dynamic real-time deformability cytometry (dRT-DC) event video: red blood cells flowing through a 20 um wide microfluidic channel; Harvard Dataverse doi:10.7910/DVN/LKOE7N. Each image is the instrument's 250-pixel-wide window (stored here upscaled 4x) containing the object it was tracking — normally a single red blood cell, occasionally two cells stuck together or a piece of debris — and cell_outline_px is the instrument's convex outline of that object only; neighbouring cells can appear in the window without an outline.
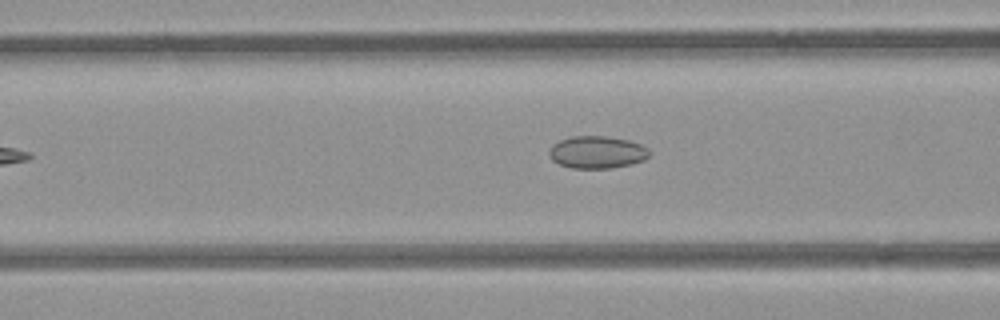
{"species": "common noctule bat (a hibernating species)", "species_latin": "Nyctalus noctula", "temperature_condition": "room temperature", "stored_images_in_passage": 12, "camera_frame_rate_fps": 3000, "um_per_image_px": 0.085, "animal": {"sex": "female", "body_mass_g": 21.9}, "frame": {"image": 1, "passage_image": 6, "time_ms": 1.667, "image_size_px": [1000, 320], "cell_outline_px": [[648, 156], [644, 160], [632, 164], [612, 168], [572, 168], [560, 164], [552, 160], [548, 152], [552, 144], [560, 140], [572, 136], [604, 136], [628, 140], [640, 144], [648, 148]], "centroid_in_image_um": [50.73, 12.94], "position_along_channel_um": 115.9, "area_um2": 18.84}}
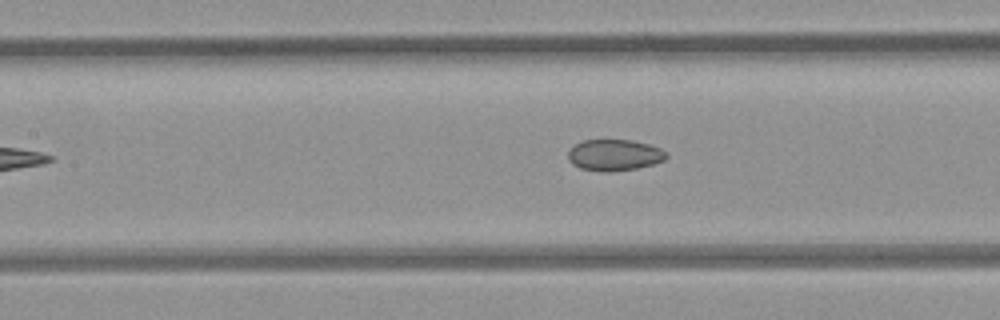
{"frame": {"image": 2, "passage_image": 9, "time_ms": 2.667, "image_size_px": [1000, 320], "cell_outline_px": [[668, 156], [664, 160], [652, 164], [636, 168], [608, 172], [604, 172], [580, 168], [572, 164], [568, 160], [568, 148], [584, 140], [632, 140], [648, 144], [660, 148]], "centroid_in_image_um": [52.18, 13.18], "position_along_channel_um": 155.2, "area_um2": 17.86}}